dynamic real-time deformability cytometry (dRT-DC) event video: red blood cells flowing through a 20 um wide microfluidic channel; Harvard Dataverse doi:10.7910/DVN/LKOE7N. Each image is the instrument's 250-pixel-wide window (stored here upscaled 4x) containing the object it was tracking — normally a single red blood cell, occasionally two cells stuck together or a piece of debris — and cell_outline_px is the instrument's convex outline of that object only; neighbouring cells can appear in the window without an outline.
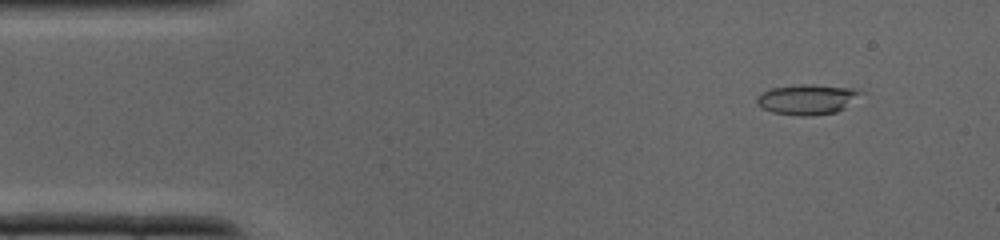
{"species": "common noctule bat (a hibernating species)", "species_latin": "Nyctalus noctula", "temperature_condition": "cold", "stored_images_in_passage": 37, "camera_frame_rate_fps": 3000, "um_per_image_px": 0.085, "animal": {"sex": "male", "body_mass_g": 19.0, "forearm_length_mm": 50.8}, "frame": {"image": 1, "passage_image": 4, "time_ms": 1.0, "image_size_px": [1000, 240], "cell_outline_px": [[864, 92], [844, 108], [836, 112], [808, 116], [800, 116], [772, 112], [764, 108], [756, 100], [764, 92], [772, 88], [800, 84], [812, 84], [852, 88]], "centroid_in_image_um": [68.65, 8.44], "position_along_channel_um": 16.3, "area_um2": 17.92}}
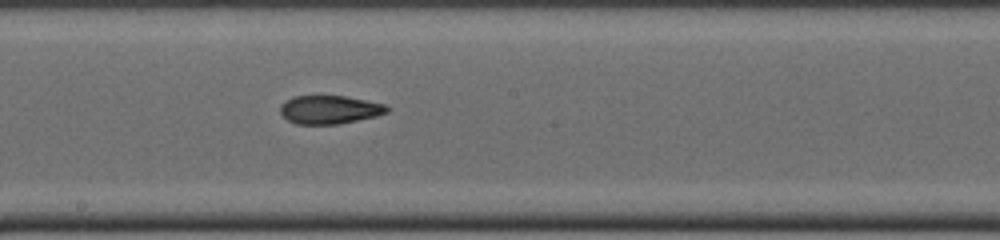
{"frame": {"image": 2, "passage_image": 20, "time_ms": 6.333, "image_size_px": [1000, 240], "cell_outline_px": [[388, 112], [376, 116], [336, 124], [296, 124], [288, 120], [280, 112], [280, 104], [292, 96], [344, 96], [384, 104], [388, 108]], "centroid_in_image_um": [27.97, 9.32], "position_along_channel_um": 220.2, "area_um2": 17.46}}
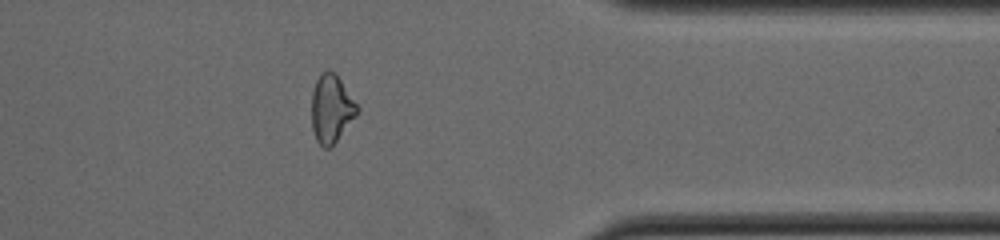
{"frame": {"image": 3, "passage_image": 30, "time_ms": 9.667, "image_size_px": [1000, 240], "cell_outline_px": [[360, 112], [336, 140], [328, 148], [324, 148], [316, 140], [312, 128], [312, 92], [316, 80], [320, 72], [336, 72], [360, 108]], "centroid_in_image_um": [28.18, 9.22], "position_along_channel_um": 383.2, "area_um2": 18.03}}